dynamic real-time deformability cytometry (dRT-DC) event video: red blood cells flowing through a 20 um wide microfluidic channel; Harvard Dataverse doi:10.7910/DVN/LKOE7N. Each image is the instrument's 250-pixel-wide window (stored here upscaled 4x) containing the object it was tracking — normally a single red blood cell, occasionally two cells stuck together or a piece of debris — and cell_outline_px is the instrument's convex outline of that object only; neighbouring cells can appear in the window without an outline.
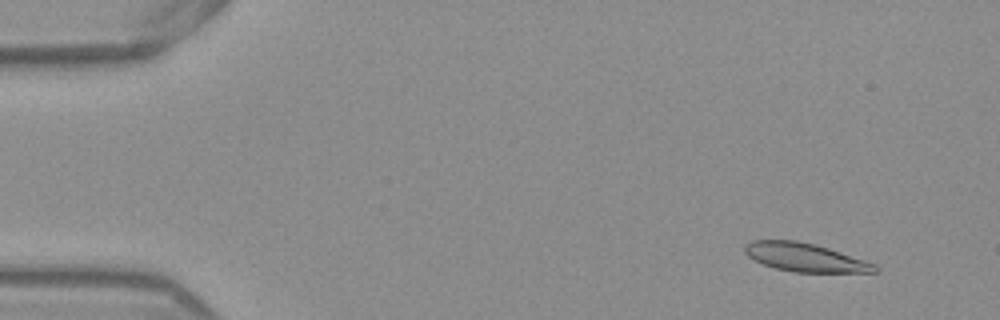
{"species": "Egyptian fruit bat (a non-hibernating species)", "species_latin": "Rousettus aegyptiacus", "temperature_condition": "warm", "stored_images_in_passage": 53, "camera_frame_rate_fps": 3000, "um_per_image_px": 0.085, "frame": {"image": 1, "passage_image": 5, "time_ms": 1.333, "image_size_px": [1000, 320], "cell_outline_px": [[880, 272], [796, 272], [776, 268], [764, 264], [748, 256], [744, 252], [744, 244], [752, 240], [796, 240], [816, 244], [876, 264], [880, 268]], "centroid_in_image_um": [68.44, 21.87], "position_along_channel_um": 16.6, "area_um2": 21.5}}
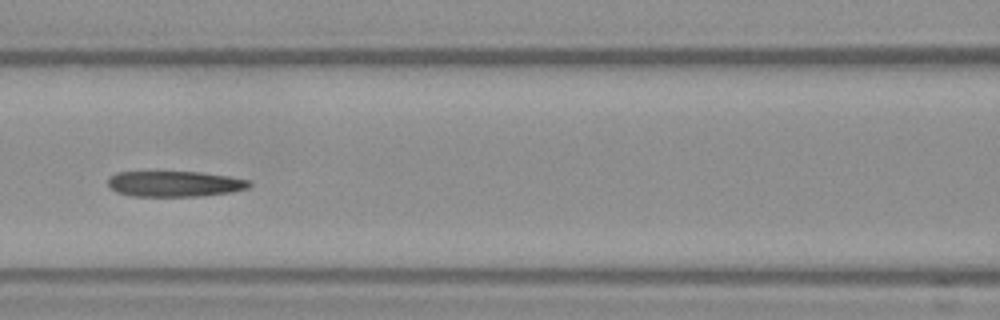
{"frame": {"image": 2, "passage_image": 24, "time_ms": 7.667, "image_size_px": [1000, 320], "cell_outline_px": [[252, 184], [248, 188], [232, 192], [200, 196], [132, 196], [116, 192], [108, 184], [108, 176], [116, 172], [160, 168], [200, 172], [228, 176], [252, 180]], "centroid_in_image_um": [14.79, 15.56], "position_along_channel_um": 151.8, "area_um2": 22.48}}
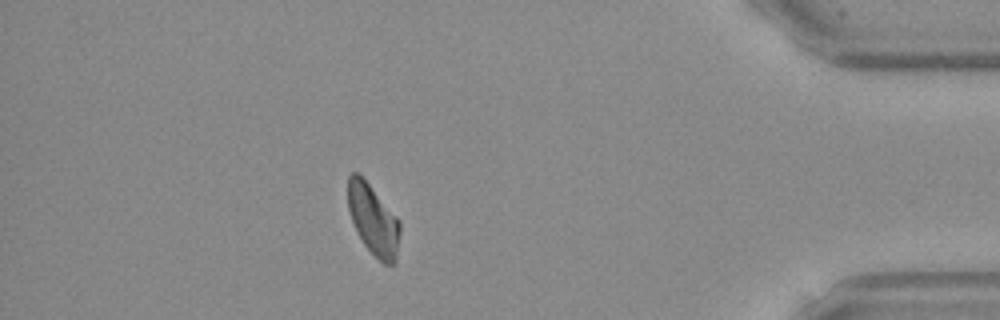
{"frame": {"image": 3, "passage_image": 47, "time_ms": 15.333, "image_size_px": [1000, 320], "cell_outline_px": [[400, 232], [396, 264], [384, 264], [364, 244], [356, 232], [348, 208], [348, 176], [352, 172], [360, 172], [400, 220]], "centroid_in_image_um": [31.73, 18.64], "position_along_channel_um": 403.5, "area_um2": 21.62}}